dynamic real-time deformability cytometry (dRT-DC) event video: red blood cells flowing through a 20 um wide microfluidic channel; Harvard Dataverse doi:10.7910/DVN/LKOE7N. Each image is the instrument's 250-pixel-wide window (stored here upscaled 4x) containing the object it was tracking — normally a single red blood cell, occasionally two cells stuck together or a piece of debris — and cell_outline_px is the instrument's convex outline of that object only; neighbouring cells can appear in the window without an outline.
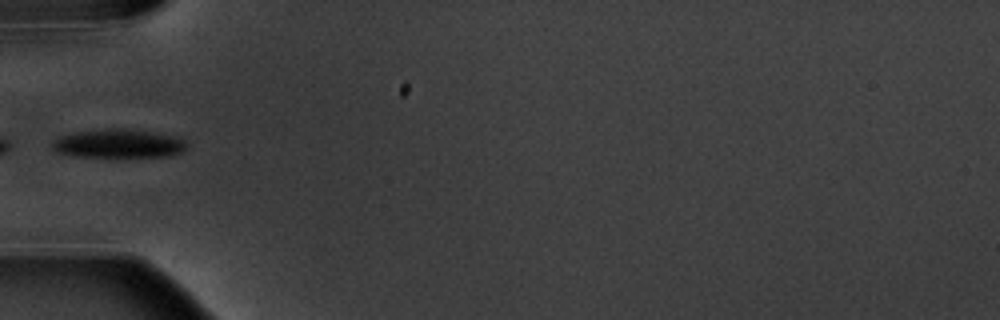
{"species": "common noctule bat (a hibernating species)", "species_latin": "Nyctalus noctula", "temperature_condition": "warm", "stored_images_in_passage": 8, "camera_frame_rate_fps": 3000, "um_per_image_px": 0.085, "animal": {"sex": "male", "body_mass_g": 20.1, "forearm_length_mm": 53.5}, "frame": {"image": 1, "passage_image": 5, "time_ms": 4.667, "image_size_px": [1000, 320], "cell_outline_px": [[184, 148], [180, 152], [172, 156], [116, 160], [112, 160], [76, 156], [56, 152], [52, 148], [52, 144], [60, 136], [76, 132], [104, 128], [128, 128], [172, 136], [184, 140]], "centroid_in_image_um": [10.04, 12.26], "position_along_channel_um": 75.0, "area_um2": 23.47}}